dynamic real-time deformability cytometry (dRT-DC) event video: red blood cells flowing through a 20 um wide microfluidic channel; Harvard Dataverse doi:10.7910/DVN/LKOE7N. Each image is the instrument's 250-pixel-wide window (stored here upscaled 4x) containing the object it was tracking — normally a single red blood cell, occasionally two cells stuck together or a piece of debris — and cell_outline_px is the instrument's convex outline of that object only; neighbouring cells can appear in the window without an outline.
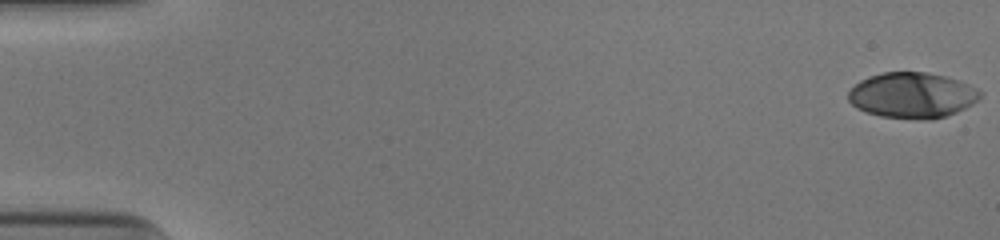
{"species": "human", "species_latin": "Homo sapiens", "temperature_condition": "cold", "stored_images_in_passage": 52, "camera_frame_rate_fps": 3000, "um_per_image_px": 0.085, "donor": {"sex": "male"}, "frame": {"image": 1, "passage_image": 1, "time_ms": 0.0, "image_size_px": [1000, 240], "cell_outline_px": [[984, 92], [972, 104], [956, 112], [932, 120], [924, 120], [880, 116], [856, 108], [848, 100], [848, 92], [860, 80], [868, 76], [880, 72], [928, 72], [948, 76], [968, 84]], "centroid_in_image_um": [77.53, 8.09], "position_along_channel_um": 7.5, "area_um2": 35.2}}
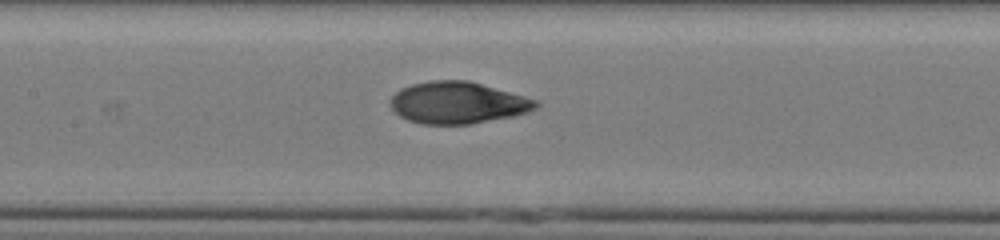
{"frame": {"image": 2, "passage_image": 26, "time_ms": 8.333, "image_size_px": [1000, 240], "cell_outline_px": [[540, 104], [536, 108], [528, 112], [512, 116], [468, 124], [420, 124], [408, 120], [400, 116], [392, 108], [392, 96], [400, 88], [412, 84], [428, 80], [468, 80], [540, 100]], "centroid_in_image_um": [38.93, 8.72], "position_along_channel_um": 168.5, "area_um2": 35.43}}
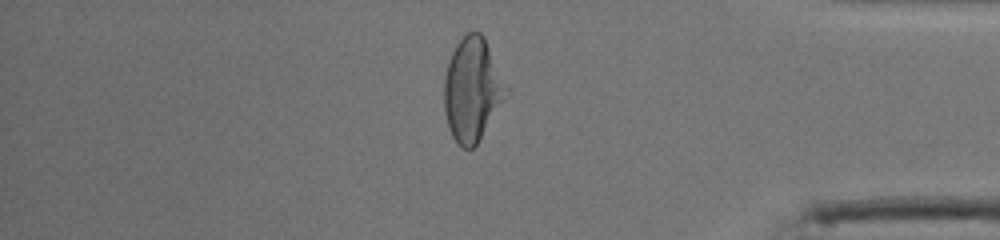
{"frame": {"image": 3, "passage_image": 45, "time_ms": 14.667, "image_size_px": [1000, 240], "cell_outline_px": [[508, 96], [476, 144], [472, 148], [460, 148], [452, 136], [448, 128], [444, 108], [444, 80], [448, 64], [452, 52], [456, 44], [468, 32], [480, 32], [484, 36], [508, 88]], "centroid_in_image_um": [40.15, 7.63], "position_along_channel_um": 395.1, "area_um2": 37.28}, "authors_computed_cell_mechanics": {"area_um2": 35.4314, "velocity_mm_per_s": 3.9581, "shape_relaxation_time_tau1_ms": 4.9827, "shape_relaxation_time_tau2_ms": 1.2076, "deformation_change_tau1": 0.2268, "deformation_change_tau2": 0.0584}}